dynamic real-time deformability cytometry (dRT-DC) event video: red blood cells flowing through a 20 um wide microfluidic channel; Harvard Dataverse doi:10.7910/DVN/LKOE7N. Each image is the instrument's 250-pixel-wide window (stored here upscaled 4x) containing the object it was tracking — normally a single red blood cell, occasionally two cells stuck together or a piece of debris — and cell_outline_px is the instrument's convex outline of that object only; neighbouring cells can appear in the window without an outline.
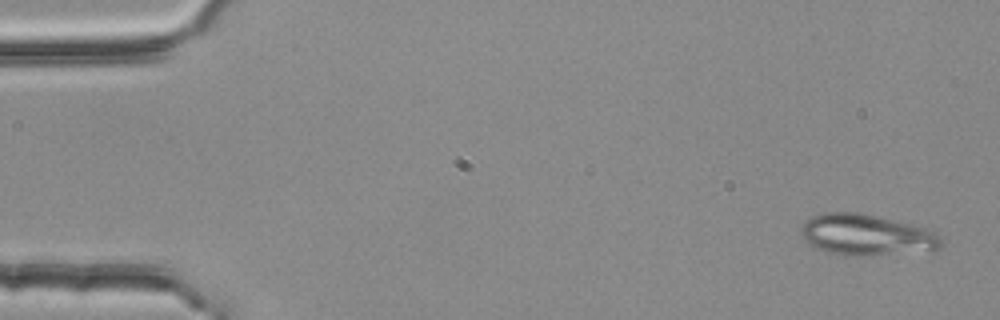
{"species": "common noctule bat (a hibernating species)", "species_latin": "Nyctalus noctula", "temperature_condition": "room temperature", "stored_images_in_passage": 5, "camera_frame_rate_fps": 3000, "um_per_image_px": 0.085, "animal": {"sex": "female", "body_mass_g": 25.1}, "frame": {"image": 1, "passage_image": 1, "time_ms": 0.0, "image_size_px": [1000, 320], "cell_outline_px": [[944, 244], [940, 248], [868, 256], [844, 256], [828, 252], [812, 244], [800, 232], [800, 228], [804, 220], [812, 216], [828, 212], [852, 212], [872, 216], [908, 224], [924, 228], [936, 232], [940, 236]], "centroid_in_image_um": [73.62, 19.97], "position_along_channel_um": 11.4, "area_um2": 32.77}}